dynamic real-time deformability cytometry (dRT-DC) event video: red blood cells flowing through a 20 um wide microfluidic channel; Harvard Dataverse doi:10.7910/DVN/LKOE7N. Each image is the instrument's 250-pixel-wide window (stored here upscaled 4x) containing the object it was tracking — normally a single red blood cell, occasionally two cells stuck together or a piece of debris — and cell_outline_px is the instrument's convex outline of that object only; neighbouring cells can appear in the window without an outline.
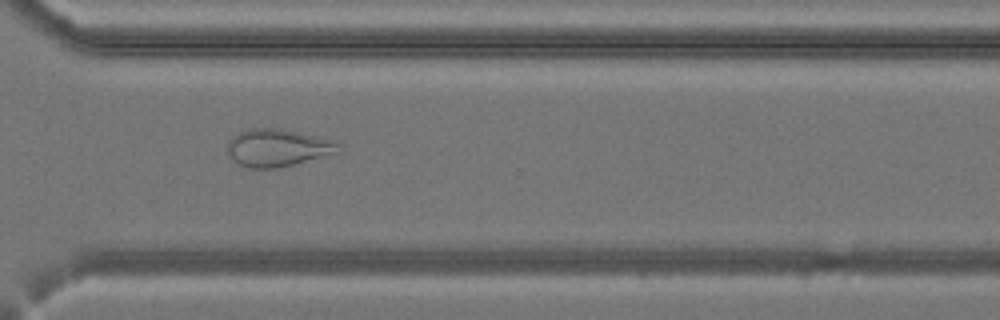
{"species": "common noctule bat (a hibernating species)", "species_latin": "Nyctalus noctula", "temperature_condition": "cold", "stored_images_in_passage": 41, "camera_frame_rate_fps": 3000, "um_per_image_px": 0.085, "animal": {"sex": "female", "body_mass_g": 24.6, "forearm_length_mm": 56.2}, "frame": {"image": 1, "passage_image": 30, "time_ms": 9.667, "image_size_px": [1000, 320], "cell_outline_px": [[340, 144], [336, 152], [292, 164], [276, 168], [248, 168], [240, 164], [228, 152], [228, 140], [240, 132], [252, 128], [276, 128], [320, 136], [336, 140]], "centroid_in_image_um": [23.6, 12.54], "position_along_channel_um": 347.0, "area_um2": 23.7}}
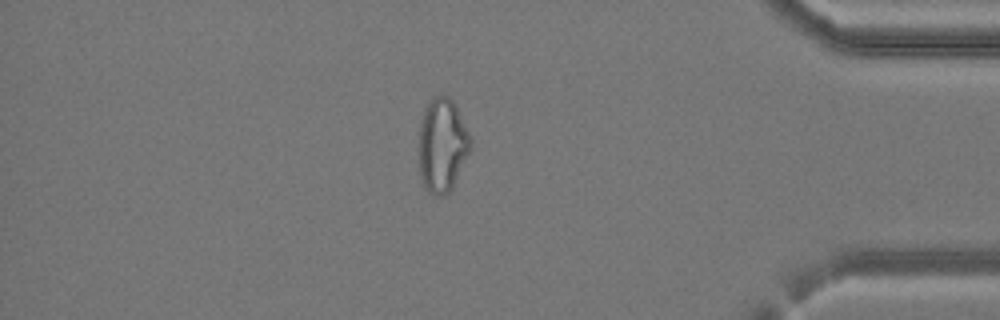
{"frame": {"image": 2, "passage_image": 35, "time_ms": 11.333, "image_size_px": [1000, 320], "cell_outline_px": [[472, 148], [452, 188], [444, 196], [432, 196], [424, 188], [420, 176], [420, 124], [424, 112], [432, 96], [448, 96], [456, 104], [472, 140]], "centroid_in_image_um": [37.62, 12.37], "position_along_channel_um": 397.6, "area_um2": 28.32}}